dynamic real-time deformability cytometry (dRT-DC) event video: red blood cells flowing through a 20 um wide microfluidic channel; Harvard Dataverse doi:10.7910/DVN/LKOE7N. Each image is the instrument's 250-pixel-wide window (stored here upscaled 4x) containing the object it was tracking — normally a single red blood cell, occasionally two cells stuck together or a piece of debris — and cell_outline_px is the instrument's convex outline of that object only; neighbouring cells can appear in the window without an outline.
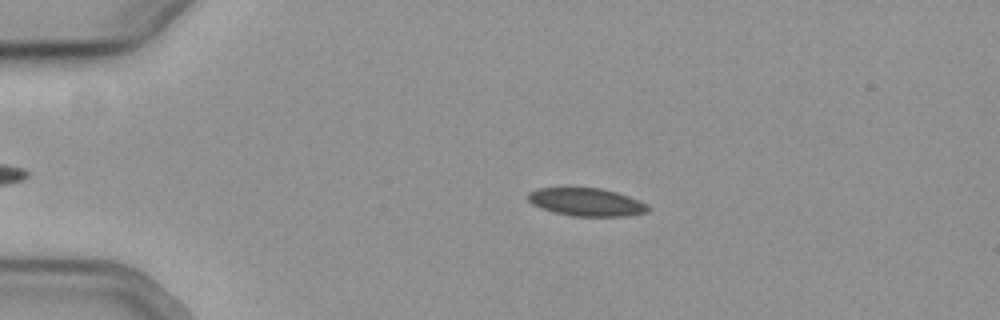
{"species": "common noctule bat (a hibernating species)", "species_latin": "Nyctalus noctula", "temperature_condition": "cold", "stored_images_in_passage": 22, "camera_frame_rate_fps": 3000, "um_per_image_px": 0.085, "animal": {"sex": "female", "body_mass_g": 19.3, "forearm_length_mm": 54.1}, "frame": {"image": 1, "passage_image": 12, "time_ms": 3.667, "image_size_px": [1000, 320], "cell_outline_px": [[648, 212], [628, 216], [572, 216], [552, 212], [532, 204], [528, 200], [528, 192], [536, 188], [600, 188], [616, 192], [628, 196], [648, 204]], "centroid_in_image_um": [49.83, 17.18], "position_along_channel_um": 35.2, "area_um2": 19.54}}
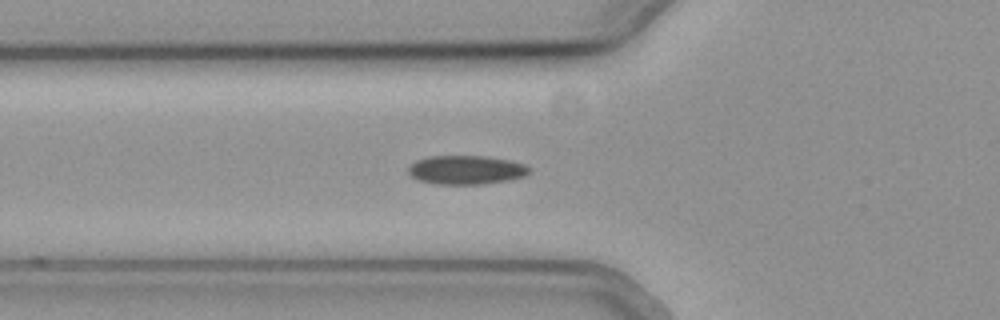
{"frame": {"image": 2, "passage_image": 20, "time_ms": 6.333, "image_size_px": [1000, 320], "cell_outline_px": [[528, 172], [524, 176], [508, 180], [484, 184], [436, 184], [416, 180], [408, 172], [408, 168], [416, 160], [432, 156], [484, 156], [508, 160], [524, 164], [528, 168]], "centroid_in_image_um": [39.58, 14.45], "position_along_channel_um": 86.2, "area_um2": 20.17}}